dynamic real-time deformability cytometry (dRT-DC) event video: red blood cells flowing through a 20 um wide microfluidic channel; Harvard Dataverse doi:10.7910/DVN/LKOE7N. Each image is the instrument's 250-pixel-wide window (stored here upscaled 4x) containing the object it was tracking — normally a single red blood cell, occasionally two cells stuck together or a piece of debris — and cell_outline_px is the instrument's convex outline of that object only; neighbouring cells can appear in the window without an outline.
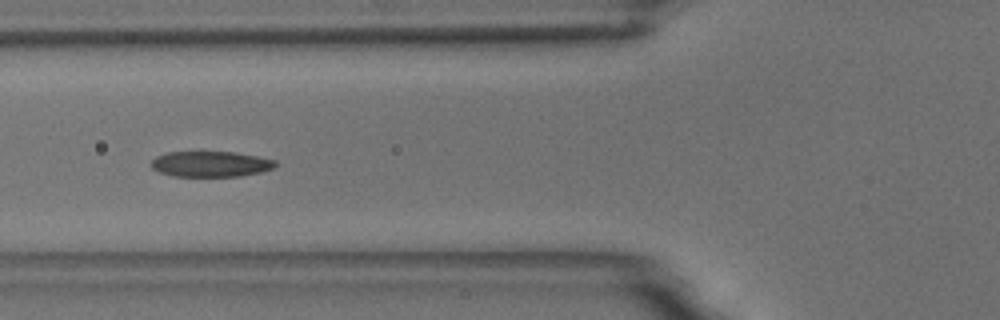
{"species": "common noctule bat (a hibernating species)", "species_latin": "Nyctalus noctula", "temperature_condition": "room temperature", "stored_images_in_passage": 43, "camera_frame_rate_fps": 3000, "um_per_image_px": 0.085, "animal": {"sex": "male", "body_mass_g": 18.8}, "frame": {"image": 1, "passage_image": 7, "time_ms": 2.0, "image_size_px": [1000, 320], "cell_outline_px": [[276, 168], [260, 172], [240, 176], [172, 176], [160, 172], [152, 168], [152, 160], [156, 156], [168, 152], [236, 152], [276, 160]], "centroid_in_image_um": [17.93, 13.94], "position_along_channel_um": 107.9, "area_um2": 18.5}}
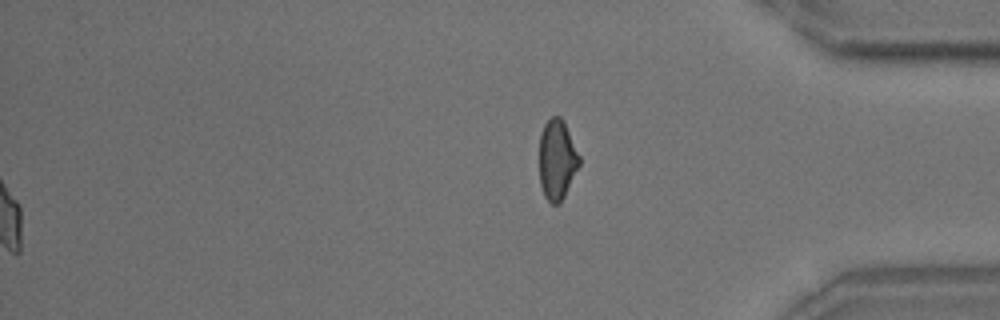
{"frame": {"image": 2, "passage_image": 43, "time_ms": 14.0, "image_size_px": [1000, 320], "cell_outline_px": [[580, 164], [560, 204], [552, 204], [544, 196], [540, 184], [540, 132], [544, 124], [552, 116], [560, 116], [564, 120], [580, 156]], "centroid_in_image_um": [47.35, 13.55], "position_along_channel_um": 387.8, "area_um2": 18.73}, "authors_computed_cell_mechanics": {"area_um2": 19.074, "velocity_mm_per_s": 3.6119, "shape_relaxation_time_tau1_ms": 4.7969, "shape_relaxation_time_tau2_ms": 1.6483, "deformation_change_tau1": 0.1385, "deformation_change_tau2": 0.0636}}